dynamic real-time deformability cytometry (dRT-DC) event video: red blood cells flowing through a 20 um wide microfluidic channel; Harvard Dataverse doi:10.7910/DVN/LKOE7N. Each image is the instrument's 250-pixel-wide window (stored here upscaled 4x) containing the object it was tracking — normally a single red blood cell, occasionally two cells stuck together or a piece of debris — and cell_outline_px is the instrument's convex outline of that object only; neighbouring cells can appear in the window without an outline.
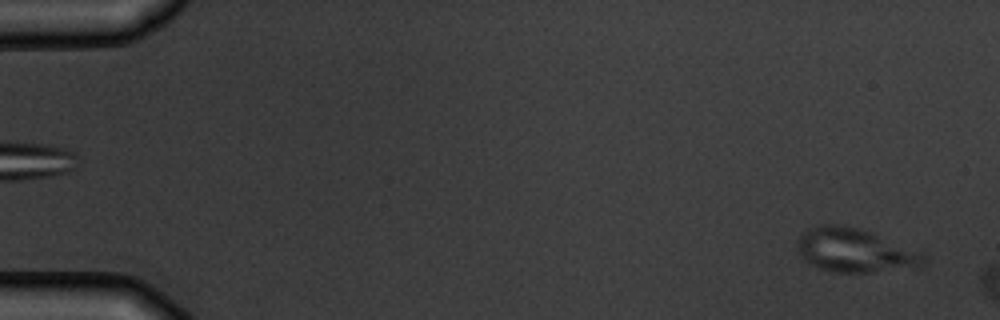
{"species": "common noctule bat (a hibernating species)", "species_latin": "Nyctalus noctula", "temperature_condition": "warm", "stored_images_in_passage": 4, "camera_frame_rate_fps": 3000, "um_per_image_px": 0.085, "animal": {"sex": "male", "body_mass_g": 19.5, "forearm_length_mm": 54.6}, "frame": {"image": 1, "passage_image": 4, "time_ms": 4.333, "image_size_px": [1000, 320], "cell_outline_px": [[928, 260], [920, 268], [868, 272], [836, 272], [820, 268], [804, 260], [800, 256], [796, 248], [796, 240], [808, 228], [816, 224], [840, 224], [860, 228], [872, 232], [924, 252]], "centroid_in_image_um": [72.71, 21.27], "position_along_channel_um": 12.3, "area_um2": 32.95}}